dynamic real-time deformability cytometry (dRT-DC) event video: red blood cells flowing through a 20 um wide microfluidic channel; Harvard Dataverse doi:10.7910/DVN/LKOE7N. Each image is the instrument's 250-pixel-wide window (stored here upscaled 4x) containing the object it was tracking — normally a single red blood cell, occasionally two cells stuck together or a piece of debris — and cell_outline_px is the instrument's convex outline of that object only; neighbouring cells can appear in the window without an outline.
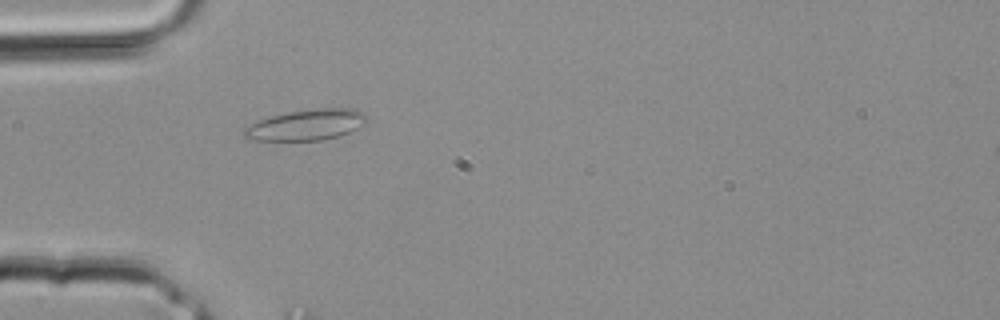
{"species": "common noctule bat (a hibernating species)", "species_latin": "Nyctalus noctula", "temperature_condition": "room temperature", "stored_images_in_passage": 1, "camera_frame_rate_fps": 3000, "um_per_image_px": 0.085, "animal": {"sex": "male", "body_mass_g": 20.4}, "frame": {"image": 1, "passage_image": 1, "time_ms": 0.0, "image_size_px": [1000, 320], "cell_outline_px": [[368, 120], [364, 124], [340, 136], [320, 140], [248, 140], [244, 136], [244, 128], [260, 120], [272, 116], [288, 112], [316, 108], [356, 108], [364, 112], [368, 116]], "centroid_in_image_um": [26.09, 10.6], "position_along_channel_um": 58.9, "area_um2": 21.96}}